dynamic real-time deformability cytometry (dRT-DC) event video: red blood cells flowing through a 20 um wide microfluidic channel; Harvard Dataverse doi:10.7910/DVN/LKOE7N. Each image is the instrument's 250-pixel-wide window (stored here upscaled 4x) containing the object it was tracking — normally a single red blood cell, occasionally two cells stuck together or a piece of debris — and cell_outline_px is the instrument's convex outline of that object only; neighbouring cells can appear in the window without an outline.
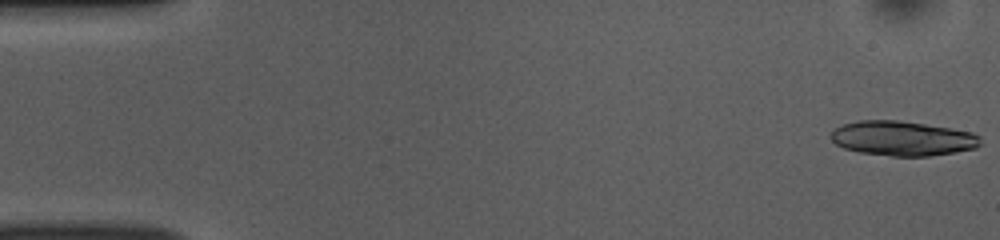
{"species": "common noctule bat (a hibernating species)", "species_latin": "Nyctalus noctula", "temperature_condition": "room temperature", "stored_images_in_passage": 52, "segment_of_instrument_passage": [1, 2], "camera_frame_rate_fps": 3000, "um_per_image_px": 0.085, "animal": {"sex": "female", "body_mass_g": 10.0, "forearm_length_mm": 53.1}, "frame": {"image": 1, "passage_image": 1, "time_ms": 0.0, "image_size_px": [1000, 240], "cell_outline_px": [[980, 144], [976, 148], [956, 152], [928, 156], [892, 156], [860, 152], [844, 148], [836, 144], [832, 140], [832, 132], [836, 128], [844, 124], [860, 120], [896, 120], [952, 128], [972, 132], [980, 136]], "centroid_in_image_um": [76.74, 11.76], "position_along_channel_um": 8.3, "area_um2": 30.06}}
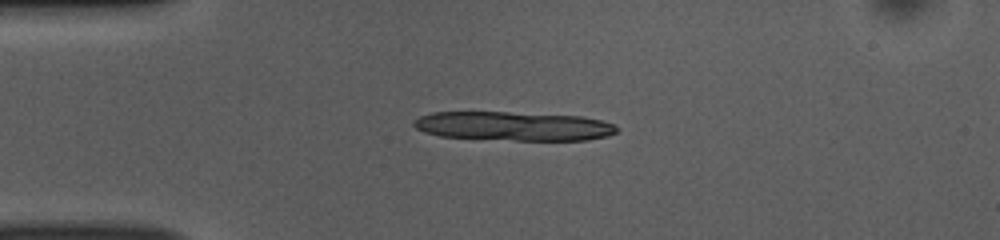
{"frame": {"image": 2, "passage_image": 12, "time_ms": 3.667, "image_size_px": [1000, 240], "cell_outline_px": [[616, 132], [608, 136], [588, 140], [512, 140], [440, 136], [424, 132], [416, 128], [412, 124], [420, 116], [432, 112], [508, 112], [580, 116], [604, 120], [616, 124]], "centroid_in_image_um": [43.68, 10.72], "position_along_channel_um": 41.3, "area_um2": 34.33}}